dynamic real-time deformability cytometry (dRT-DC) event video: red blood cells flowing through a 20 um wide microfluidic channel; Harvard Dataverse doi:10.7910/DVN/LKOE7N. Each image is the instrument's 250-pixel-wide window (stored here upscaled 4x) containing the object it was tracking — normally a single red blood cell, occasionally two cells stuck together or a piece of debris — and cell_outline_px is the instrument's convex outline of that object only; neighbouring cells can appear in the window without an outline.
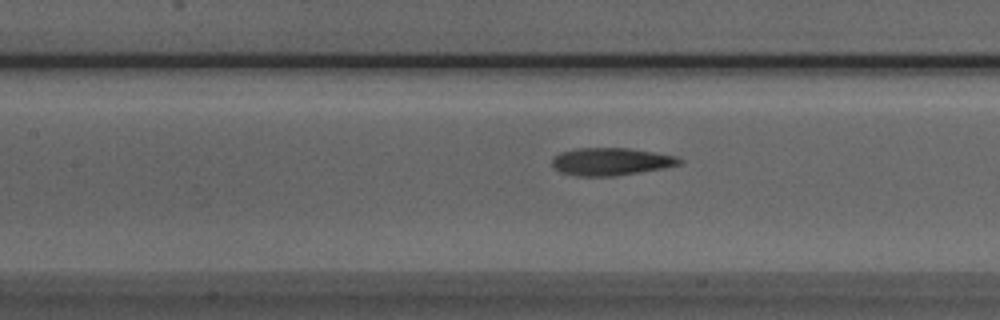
{"species": "Egyptian fruit bat (a non-hibernating species)", "species_latin": "Rousettus aegyptiacus", "temperature_condition": "room temperature", "stored_images_in_passage": 35, "camera_frame_rate_fps": 3000, "um_per_image_px": 0.085, "animal": {"sex": "male"}, "frame": {"image": 1, "passage_image": 10, "time_ms": 3.0, "image_size_px": [1000, 320], "cell_outline_px": [[684, 160], [680, 164], [664, 168], [616, 176], [576, 176], [560, 172], [552, 168], [552, 156], [560, 152], [576, 148], [628, 148], [676, 156]], "centroid_in_image_um": [51.88, 13.74], "position_along_channel_um": 155.5, "area_um2": 20.63}}
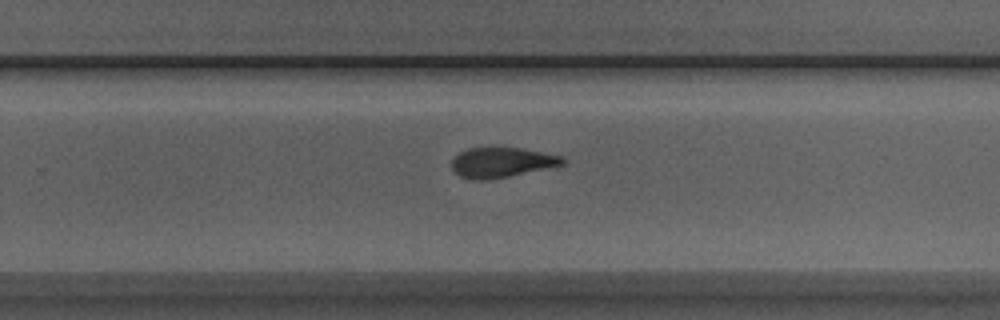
{"frame": {"image": 2, "passage_image": 20, "time_ms": 6.333, "image_size_px": [1000, 320], "cell_outline_px": [[568, 160], [564, 164], [508, 176], [484, 180], [472, 180], [460, 176], [452, 168], [452, 160], [460, 152], [468, 148], [496, 144], [500, 144], [560, 156]], "centroid_in_image_um": [42.6, 13.75], "position_along_channel_um": 287.2, "area_um2": 19.77}}
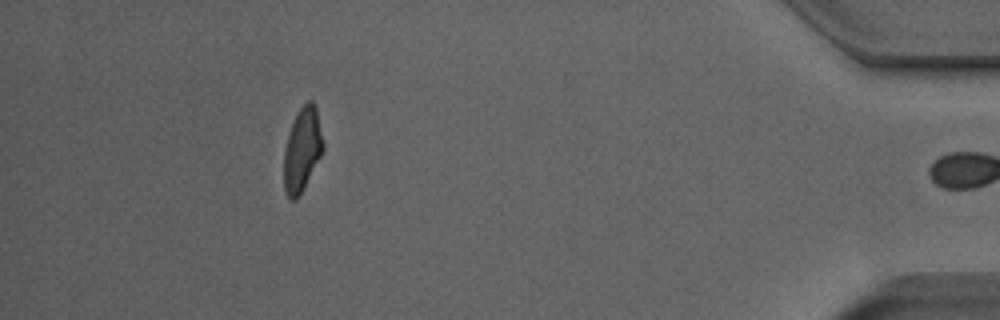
{"frame": {"image": 3, "passage_image": 34, "time_ms": 11.0, "image_size_px": [1000, 320], "cell_outline_px": [[324, 148], [300, 196], [296, 200], [288, 200], [284, 192], [284, 148], [292, 124], [300, 108], [308, 100], [312, 100], [316, 108], [324, 144]], "centroid_in_image_um": [25.67, 12.78], "position_along_channel_um": 409.5, "area_um2": 19.02}, "authors_computed_cell_mechanics": {"area_um2": 20.3456, "velocity_mm_per_s": 3.9597, "shape_relaxation_time_tau1_ms": null, "shape_relaxation_time_tau2_ms": 2.7702, "deformation_change_tau1": null, "deformation_change_tau2": 0.093}}